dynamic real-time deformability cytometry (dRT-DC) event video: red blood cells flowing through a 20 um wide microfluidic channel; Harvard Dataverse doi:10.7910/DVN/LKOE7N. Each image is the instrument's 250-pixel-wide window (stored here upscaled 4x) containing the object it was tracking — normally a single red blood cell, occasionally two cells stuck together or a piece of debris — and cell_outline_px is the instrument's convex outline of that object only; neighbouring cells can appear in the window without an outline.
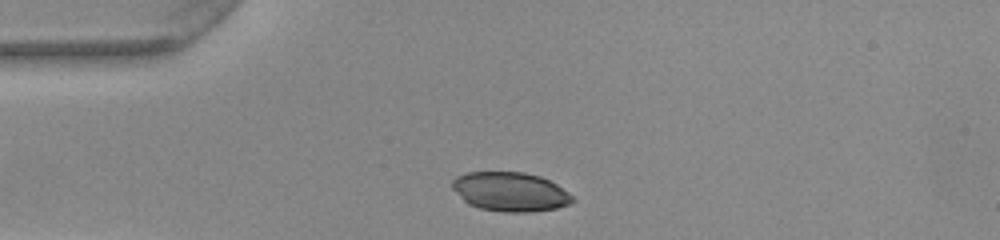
{"species": "common noctule bat (a hibernating species)", "species_latin": "Nyctalus noctula", "temperature_condition": "warm", "stored_images_in_passage": 29, "camera_frame_rate_fps": 3000, "um_per_image_px": 0.085, "animal": {"sex": "female", "body_mass_g": 22.0, "forearm_length_mm": 56.7}, "frame": {"image": 1, "passage_image": 1, "time_ms": 0.0, "image_size_px": [1000, 240], "cell_outline_px": [[576, 200], [568, 204], [556, 208], [532, 212], [504, 212], [480, 208], [468, 204], [452, 188], [452, 180], [456, 176], [468, 172], [524, 172], [540, 176], [556, 184], [568, 192]], "centroid_in_image_um": [43.37, 16.3], "position_along_channel_um": 41.6, "area_um2": 27.4}}
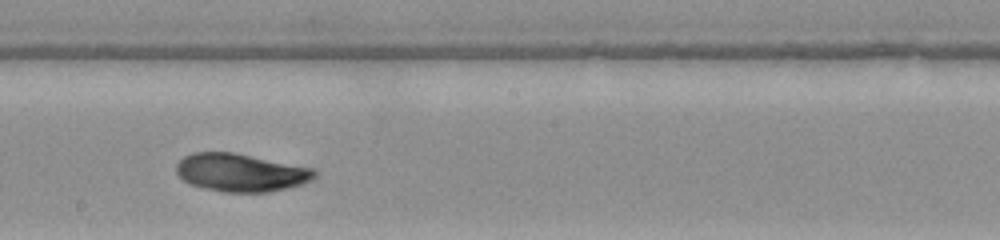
{"frame": {"image": 2, "passage_image": 17, "time_ms": 5.333, "image_size_px": [1000, 240], "cell_outline_px": [[316, 176], [312, 180], [304, 184], [288, 188], [268, 192], [224, 192], [204, 188], [188, 184], [176, 172], [176, 164], [184, 156], [192, 152], [232, 152], [312, 168], [316, 172]], "centroid_in_image_um": [20.45, 14.67], "position_along_channel_um": 227.7, "area_um2": 30.58}}
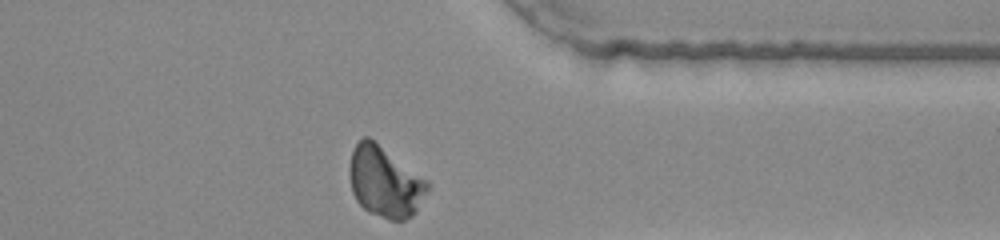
{"frame": {"image": 3, "passage_image": 29, "time_ms": 9.333, "image_size_px": [1000, 240], "cell_outline_px": [[432, 184], [416, 212], [412, 216], [404, 220], [388, 220], [368, 212], [356, 200], [352, 192], [348, 172], [348, 168], [352, 152], [356, 144], [364, 136], [368, 136], [428, 180]], "centroid_in_image_um": [32.73, 15.47], "position_along_channel_um": 378.7, "area_um2": 32.43}}